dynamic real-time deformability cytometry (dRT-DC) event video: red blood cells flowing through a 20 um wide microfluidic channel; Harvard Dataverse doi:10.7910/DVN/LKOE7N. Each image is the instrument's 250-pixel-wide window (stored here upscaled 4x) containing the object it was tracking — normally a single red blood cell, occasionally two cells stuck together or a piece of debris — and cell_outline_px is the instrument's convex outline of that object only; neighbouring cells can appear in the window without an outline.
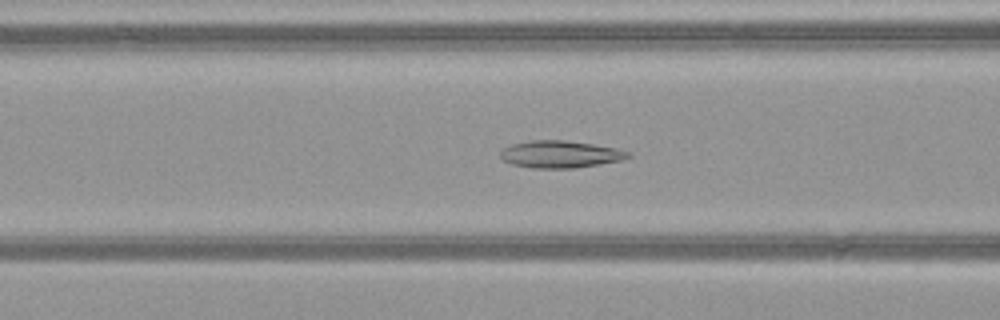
{"species": "common noctule bat (a hibernating species)", "species_latin": "Nyctalus noctula", "temperature_condition": "warm", "stored_images_in_passage": 31, "camera_frame_rate_fps": 3000, "um_per_image_px": 0.085, "animal": {"sex": "female", "body_mass_g": 21.9}, "frame": {"image": 1, "passage_image": 22, "time_ms": 7.0, "image_size_px": [1000, 320], "cell_outline_px": [[632, 156], [620, 160], [600, 164], [572, 168], [532, 168], [512, 164], [504, 160], [500, 156], [500, 152], [504, 148], [512, 144], [532, 140], [564, 140], [592, 144], [616, 148], [632, 152]], "centroid_in_image_um": [47.64, 13.11], "position_along_channel_um": 119.0, "area_um2": 20.11}}
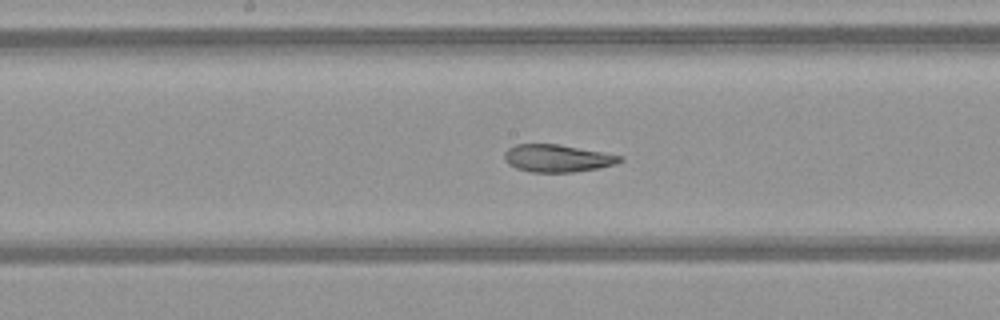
{"frame": {"image": 2, "passage_image": 28, "time_ms": 9.0, "image_size_px": [1000, 320], "cell_outline_px": [[624, 160], [616, 164], [596, 168], [572, 172], [532, 172], [516, 168], [508, 164], [504, 160], [504, 152], [508, 148], [516, 144], [560, 144], [604, 152], [624, 156]], "centroid_in_image_um": [47.38, 13.44], "position_along_channel_um": 200.8, "area_um2": 18.61}}
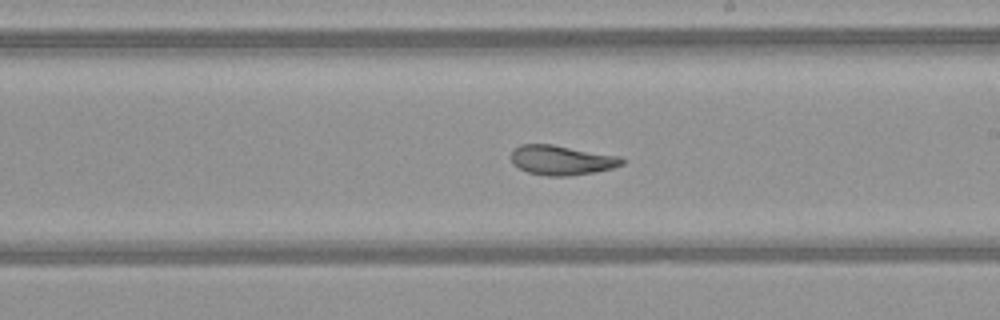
{"frame": {"image": 3, "passage_image": 31, "time_ms": 10.0, "image_size_px": [1000, 320], "cell_outline_px": [[624, 164], [612, 168], [596, 172], [568, 176], [548, 176], [528, 172], [512, 164], [512, 152], [520, 144], [552, 144], [620, 156], [624, 160]], "centroid_in_image_um": [47.76, 13.61], "position_along_channel_um": 241.2, "area_um2": 19.13}}